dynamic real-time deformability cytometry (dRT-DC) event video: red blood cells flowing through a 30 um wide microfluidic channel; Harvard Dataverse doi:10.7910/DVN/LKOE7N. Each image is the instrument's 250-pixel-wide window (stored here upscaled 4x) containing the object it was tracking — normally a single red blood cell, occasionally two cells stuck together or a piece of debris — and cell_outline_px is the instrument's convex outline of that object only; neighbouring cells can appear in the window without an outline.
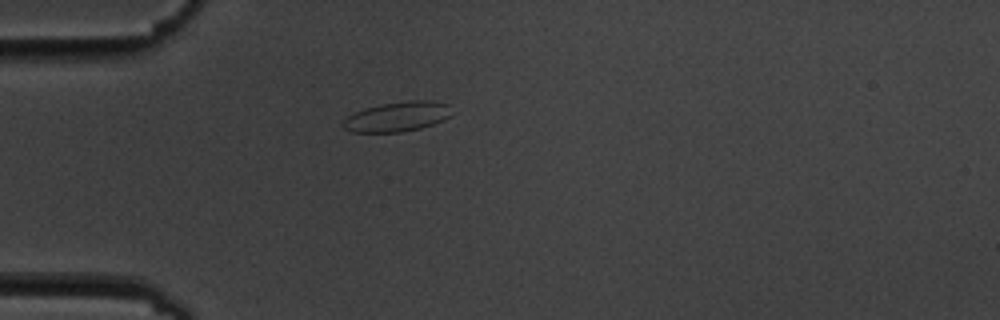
{"species": "common noctule bat (a hibernating species)", "species_latin": "Nyctalus noctula", "temperature_condition": "cold", "stored_images_in_passage": 8, "camera_frame_rate_fps": 3000, "um_per_image_px": 0.085, "animal": {"sex": "male", "body_mass_g": 19.5, "forearm_length_mm": 54.6}, "frame": {"image": 1, "passage_image": 1, "time_ms": 0.0, "image_size_px": [1000, 320], "cell_outline_px": [[452, 116], [444, 120], [420, 128], [400, 132], [352, 132], [344, 128], [340, 124], [348, 116], [364, 108], [380, 104], [412, 100], [432, 100], [448, 104]], "centroid_in_image_um": [33.77, 9.91], "position_along_channel_um": 51.2, "area_um2": 18.9}}
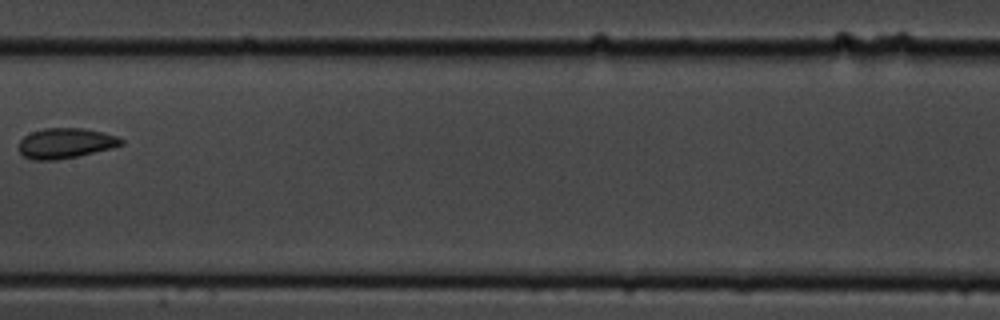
{"frame": {"image": 2, "passage_image": 5, "time_ms": 4.667, "image_size_px": [1000, 320], "cell_outline_px": [[124, 144], [112, 148], [76, 156], [56, 160], [32, 160], [24, 156], [20, 152], [20, 140], [24, 136], [32, 132], [44, 128], [84, 128], [104, 132], [116, 136], [124, 140]], "centroid_in_image_um": [5.59, 12.16], "position_along_channel_um": 201.8, "area_um2": 17.98}}
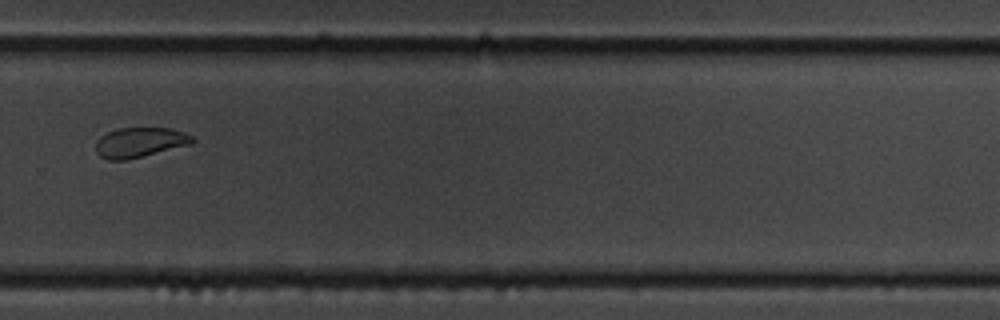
{"frame": {"image": 3, "passage_image": 8, "time_ms": 8.0, "image_size_px": [1000, 320], "cell_outline_px": [[196, 140], [192, 144], [124, 160], [108, 160], [100, 156], [96, 152], [96, 140], [100, 136], [116, 128], [172, 128], [184, 132], [192, 136]], "centroid_in_image_um": [11.88, 12.09], "position_along_channel_um": 317.9, "area_um2": 16.82}}